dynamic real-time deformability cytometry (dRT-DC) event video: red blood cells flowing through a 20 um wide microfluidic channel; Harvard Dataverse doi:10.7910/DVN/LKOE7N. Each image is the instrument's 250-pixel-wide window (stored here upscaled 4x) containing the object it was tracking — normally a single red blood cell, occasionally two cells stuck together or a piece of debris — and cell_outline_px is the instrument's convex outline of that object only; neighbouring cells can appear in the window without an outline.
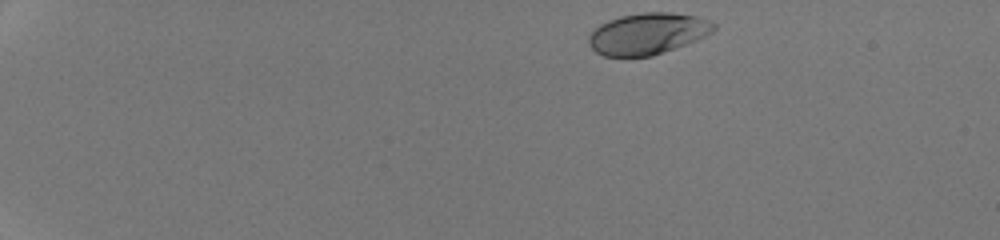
{"species": "human", "species_latin": "Homo sapiens", "temperature_condition": "room temperature", "stored_images_in_passage": 43, "camera_frame_rate_fps": 3000, "um_per_image_px": 0.085, "donor": {"sex": "male"}, "frame": {"image": 1, "passage_image": 1, "time_ms": 0.0, "image_size_px": [1000, 240], "cell_outline_px": [[716, 28], [712, 32], [696, 40], [652, 56], [604, 56], [596, 52], [588, 44], [588, 36], [600, 24], [608, 20], [620, 16], [644, 12], [668, 12], [700, 16], [716, 24]], "centroid_in_image_um": [55.05, 2.85], "position_along_channel_um": 29.9, "area_um2": 30.11}}
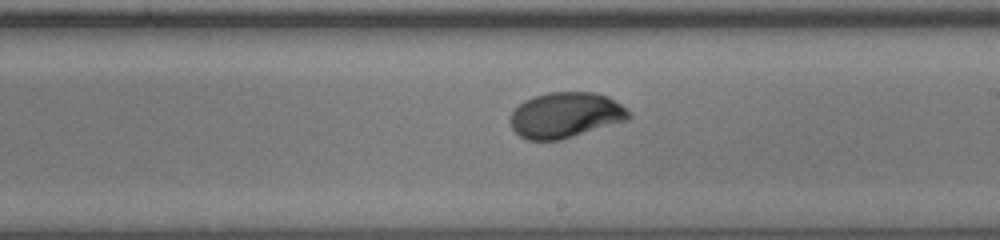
{"frame": {"image": 2, "passage_image": 25, "time_ms": 8.0, "image_size_px": [1000, 240], "cell_outline_px": [[632, 116], [628, 120], [560, 140], [528, 140], [520, 136], [512, 128], [512, 112], [524, 100], [532, 96], [548, 92], [592, 92], [608, 96], [632, 112]], "centroid_in_image_um": [48.1, 9.77], "position_along_channel_um": 240.9, "area_um2": 31.39}}
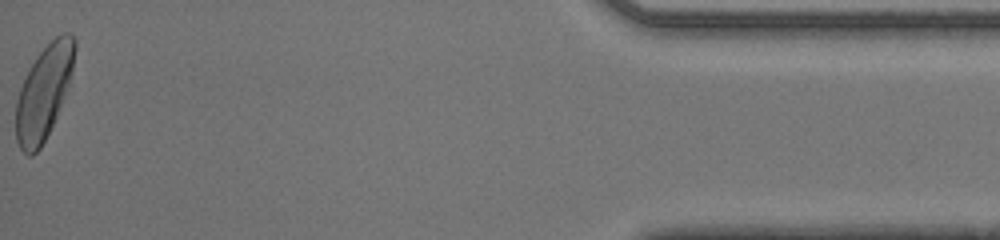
{"frame": {"image": 3, "passage_image": 43, "time_ms": 14.0, "image_size_px": [1000, 240], "cell_outline_px": [[76, 48], [72, 72], [68, 84], [56, 116], [40, 148], [32, 156], [28, 156], [20, 148], [16, 140], [16, 100], [20, 88], [28, 68], [36, 56], [56, 36], [64, 32], [68, 32], [76, 40]], "centroid_in_image_um": [3.71, 7.82], "position_along_channel_um": 431.5, "area_um2": 31.73}, "authors_computed_cell_mechanics": {"area_um2": 30.923, "velocity_mm_per_s": 4.2793, "shape_relaxation_time_tau1_ms": 2.8119, "shape_relaxation_time_tau2_ms": null, "deformation_change_tau1": 0.1663, "deformation_change_tau2": null}}